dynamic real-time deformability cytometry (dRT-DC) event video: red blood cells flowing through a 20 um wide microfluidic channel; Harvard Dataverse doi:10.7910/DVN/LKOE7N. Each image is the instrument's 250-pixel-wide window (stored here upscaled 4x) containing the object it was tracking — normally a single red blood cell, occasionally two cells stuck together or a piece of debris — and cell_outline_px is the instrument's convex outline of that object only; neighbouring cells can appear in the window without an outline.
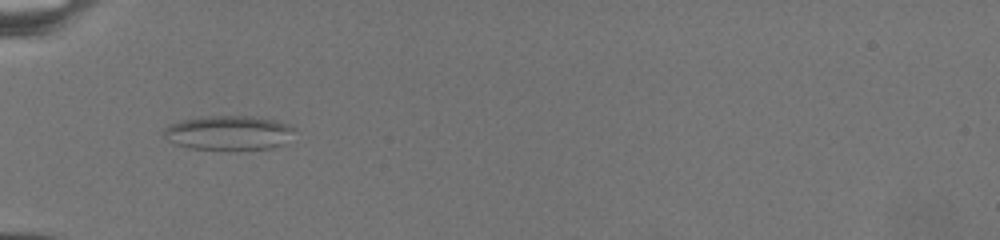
{"species": "common noctule bat (a hibernating species)", "species_latin": "Nyctalus noctula", "temperature_condition": "warm", "stored_images_in_passage": 90, "camera_frame_rate_fps": 3000, "um_per_image_px": 0.085, "animal": {"sex": "female", "body_mass_g": 19.5, "forearm_length_mm": 54.1}, "frame": {"image": 1, "passage_image": 1, "time_ms": 0.0, "image_size_px": [1000, 240], "cell_outline_px": [[296, 128], [284, 144], [272, 148], [188, 148], [176, 144], [168, 140], [164, 136], [164, 128], [180, 120], [208, 116], [252, 116], [272, 120]], "centroid_in_image_um": [19.41, 11.27], "position_along_channel_um": 65.6, "area_um2": 25.49}}
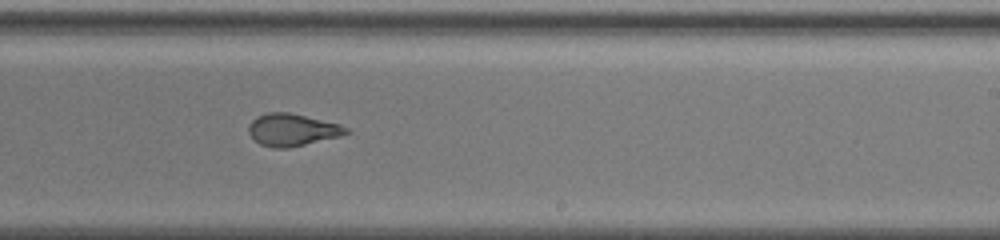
{"frame": {"image": 2, "passage_image": 48, "time_ms": 7.0, "image_size_px": [1000, 240], "cell_outline_px": [[352, 132], [340, 136], [288, 148], [272, 148], [260, 144], [248, 132], [248, 124], [256, 116], [268, 112], [288, 112], [340, 124], [348, 128]], "centroid_in_image_um": [24.83, 11.03], "position_along_channel_um": 264.2, "area_um2": 18.32}}
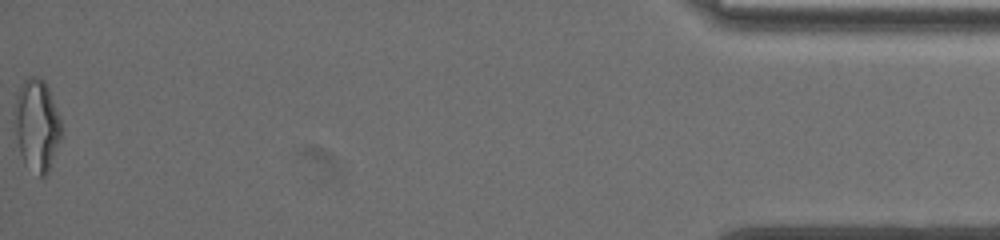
{"frame": {"image": 3, "passage_image": 89, "time_ms": 15.667, "image_size_px": [1000, 240], "cell_outline_px": [[60, 140], [48, 172], [44, 176], [40, 176], [24, 164], [20, 152], [16, 136], [16, 96], [24, 80], [32, 76], [44, 80], [48, 88], [56, 108], [60, 120]], "centroid_in_image_um": [3.14, 10.66], "position_along_channel_um": 432.1, "area_um2": 24.28}}